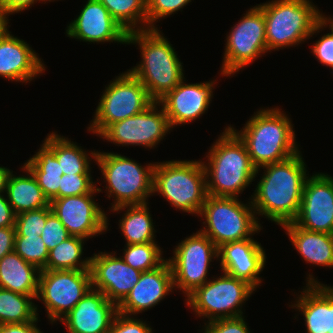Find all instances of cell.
Instances as JSON below:
<instances>
[{
    "label": "cell",
    "mask_w": 333,
    "mask_h": 333,
    "mask_svg": "<svg viewBox=\"0 0 333 333\" xmlns=\"http://www.w3.org/2000/svg\"><path fill=\"white\" fill-rule=\"evenodd\" d=\"M42 142L38 152L23 166L33 174L49 202L88 194L96 188L90 165L98 151L87 153L82 146L57 132L47 134Z\"/></svg>",
    "instance_id": "1"
},
{
    "label": "cell",
    "mask_w": 333,
    "mask_h": 333,
    "mask_svg": "<svg viewBox=\"0 0 333 333\" xmlns=\"http://www.w3.org/2000/svg\"><path fill=\"white\" fill-rule=\"evenodd\" d=\"M306 167L305 160L299 152L288 159L257 169V174L261 168L264 169L250 198L257 219L258 216L264 215L279 226L295 220L305 180L309 175Z\"/></svg>",
    "instance_id": "2"
},
{
    "label": "cell",
    "mask_w": 333,
    "mask_h": 333,
    "mask_svg": "<svg viewBox=\"0 0 333 333\" xmlns=\"http://www.w3.org/2000/svg\"><path fill=\"white\" fill-rule=\"evenodd\" d=\"M277 107L261 108L246 122L242 129L228 127L245 144L253 165L283 161L300 152L291 118Z\"/></svg>",
    "instance_id": "3"
},
{
    "label": "cell",
    "mask_w": 333,
    "mask_h": 333,
    "mask_svg": "<svg viewBox=\"0 0 333 333\" xmlns=\"http://www.w3.org/2000/svg\"><path fill=\"white\" fill-rule=\"evenodd\" d=\"M210 147L203 166L206 172L207 194L216 197H235L257 177L245 144L227 126Z\"/></svg>",
    "instance_id": "4"
},
{
    "label": "cell",
    "mask_w": 333,
    "mask_h": 333,
    "mask_svg": "<svg viewBox=\"0 0 333 333\" xmlns=\"http://www.w3.org/2000/svg\"><path fill=\"white\" fill-rule=\"evenodd\" d=\"M162 33L158 28L133 31L127 36V45L138 44L142 57L129 71L146 87L155 102L185 78L183 63Z\"/></svg>",
    "instance_id": "5"
},
{
    "label": "cell",
    "mask_w": 333,
    "mask_h": 333,
    "mask_svg": "<svg viewBox=\"0 0 333 333\" xmlns=\"http://www.w3.org/2000/svg\"><path fill=\"white\" fill-rule=\"evenodd\" d=\"M312 3L310 0H272L258 4L264 14L268 52L296 47L328 27V16Z\"/></svg>",
    "instance_id": "6"
},
{
    "label": "cell",
    "mask_w": 333,
    "mask_h": 333,
    "mask_svg": "<svg viewBox=\"0 0 333 333\" xmlns=\"http://www.w3.org/2000/svg\"><path fill=\"white\" fill-rule=\"evenodd\" d=\"M202 161L155 162L152 194H160L175 209L199 216L208 195Z\"/></svg>",
    "instance_id": "7"
},
{
    "label": "cell",
    "mask_w": 333,
    "mask_h": 333,
    "mask_svg": "<svg viewBox=\"0 0 333 333\" xmlns=\"http://www.w3.org/2000/svg\"><path fill=\"white\" fill-rule=\"evenodd\" d=\"M95 163L106 183V196L114 199L109 210L123 205L148 203V197L153 196L155 162L143 166L127 156L98 151Z\"/></svg>",
    "instance_id": "8"
},
{
    "label": "cell",
    "mask_w": 333,
    "mask_h": 333,
    "mask_svg": "<svg viewBox=\"0 0 333 333\" xmlns=\"http://www.w3.org/2000/svg\"><path fill=\"white\" fill-rule=\"evenodd\" d=\"M244 204L235 197L207 195L199 214L205 221L199 231L206 235L217 247L222 244L244 239L262 230L251 199Z\"/></svg>",
    "instance_id": "9"
},
{
    "label": "cell",
    "mask_w": 333,
    "mask_h": 333,
    "mask_svg": "<svg viewBox=\"0 0 333 333\" xmlns=\"http://www.w3.org/2000/svg\"><path fill=\"white\" fill-rule=\"evenodd\" d=\"M212 278L187 296L186 305L198 317L203 320L207 318V322L243 316L242 306L256 289L248 282L224 272Z\"/></svg>",
    "instance_id": "10"
},
{
    "label": "cell",
    "mask_w": 333,
    "mask_h": 333,
    "mask_svg": "<svg viewBox=\"0 0 333 333\" xmlns=\"http://www.w3.org/2000/svg\"><path fill=\"white\" fill-rule=\"evenodd\" d=\"M105 86L87 131L99 136L109 125L146 110L155 101L128 70Z\"/></svg>",
    "instance_id": "11"
},
{
    "label": "cell",
    "mask_w": 333,
    "mask_h": 333,
    "mask_svg": "<svg viewBox=\"0 0 333 333\" xmlns=\"http://www.w3.org/2000/svg\"><path fill=\"white\" fill-rule=\"evenodd\" d=\"M231 27L226 37L220 74L232 76L268 52L266 24L261 7L257 4L246 11ZM263 54V55H262Z\"/></svg>",
    "instance_id": "12"
},
{
    "label": "cell",
    "mask_w": 333,
    "mask_h": 333,
    "mask_svg": "<svg viewBox=\"0 0 333 333\" xmlns=\"http://www.w3.org/2000/svg\"><path fill=\"white\" fill-rule=\"evenodd\" d=\"M169 257L174 288L182 290L185 298L208 280L212 259H218V247L199 230L175 246Z\"/></svg>",
    "instance_id": "13"
},
{
    "label": "cell",
    "mask_w": 333,
    "mask_h": 333,
    "mask_svg": "<svg viewBox=\"0 0 333 333\" xmlns=\"http://www.w3.org/2000/svg\"><path fill=\"white\" fill-rule=\"evenodd\" d=\"M92 288L90 270H40L36 299L51 324L66 316Z\"/></svg>",
    "instance_id": "14"
},
{
    "label": "cell",
    "mask_w": 333,
    "mask_h": 333,
    "mask_svg": "<svg viewBox=\"0 0 333 333\" xmlns=\"http://www.w3.org/2000/svg\"><path fill=\"white\" fill-rule=\"evenodd\" d=\"M170 130L164 108L154 102L143 112L109 125L98 137L122 147L135 145L153 149Z\"/></svg>",
    "instance_id": "15"
},
{
    "label": "cell",
    "mask_w": 333,
    "mask_h": 333,
    "mask_svg": "<svg viewBox=\"0 0 333 333\" xmlns=\"http://www.w3.org/2000/svg\"><path fill=\"white\" fill-rule=\"evenodd\" d=\"M103 192L96 187L91 193L57 198L50 202L54 214L70 236L89 240L108 231L107 213L96 203L93 195Z\"/></svg>",
    "instance_id": "16"
},
{
    "label": "cell",
    "mask_w": 333,
    "mask_h": 333,
    "mask_svg": "<svg viewBox=\"0 0 333 333\" xmlns=\"http://www.w3.org/2000/svg\"><path fill=\"white\" fill-rule=\"evenodd\" d=\"M293 223L303 229L333 235V177L308 175L299 212Z\"/></svg>",
    "instance_id": "17"
},
{
    "label": "cell",
    "mask_w": 333,
    "mask_h": 333,
    "mask_svg": "<svg viewBox=\"0 0 333 333\" xmlns=\"http://www.w3.org/2000/svg\"><path fill=\"white\" fill-rule=\"evenodd\" d=\"M92 288L117 306L139 281L141 271L129 266L112 251L94 253L90 263Z\"/></svg>",
    "instance_id": "18"
},
{
    "label": "cell",
    "mask_w": 333,
    "mask_h": 333,
    "mask_svg": "<svg viewBox=\"0 0 333 333\" xmlns=\"http://www.w3.org/2000/svg\"><path fill=\"white\" fill-rule=\"evenodd\" d=\"M184 78L158 102L164 108L172 128L191 123L208 111L212 101L215 79L200 83H185Z\"/></svg>",
    "instance_id": "19"
},
{
    "label": "cell",
    "mask_w": 333,
    "mask_h": 333,
    "mask_svg": "<svg viewBox=\"0 0 333 333\" xmlns=\"http://www.w3.org/2000/svg\"><path fill=\"white\" fill-rule=\"evenodd\" d=\"M66 28L67 37L80 42L127 44L128 33L98 0H87L78 17Z\"/></svg>",
    "instance_id": "20"
},
{
    "label": "cell",
    "mask_w": 333,
    "mask_h": 333,
    "mask_svg": "<svg viewBox=\"0 0 333 333\" xmlns=\"http://www.w3.org/2000/svg\"><path fill=\"white\" fill-rule=\"evenodd\" d=\"M265 252L254 238L222 244L218 247L221 271L248 282L257 290L263 281L259 275L265 268Z\"/></svg>",
    "instance_id": "21"
},
{
    "label": "cell",
    "mask_w": 333,
    "mask_h": 333,
    "mask_svg": "<svg viewBox=\"0 0 333 333\" xmlns=\"http://www.w3.org/2000/svg\"><path fill=\"white\" fill-rule=\"evenodd\" d=\"M118 306L99 290L91 288L60 322L68 333H108Z\"/></svg>",
    "instance_id": "22"
},
{
    "label": "cell",
    "mask_w": 333,
    "mask_h": 333,
    "mask_svg": "<svg viewBox=\"0 0 333 333\" xmlns=\"http://www.w3.org/2000/svg\"><path fill=\"white\" fill-rule=\"evenodd\" d=\"M172 270L166 259L155 269L142 272L139 281L118 305V312L128 316L145 312L173 292Z\"/></svg>",
    "instance_id": "23"
},
{
    "label": "cell",
    "mask_w": 333,
    "mask_h": 333,
    "mask_svg": "<svg viewBox=\"0 0 333 333\" xmlns=\"http://www.w3.org/2000/svg\"><path fill=\"white\" fill-rule=\"evenodd\" d=\"M46 70L43 59L23 39L8 30L0 38V77L30 83Z\"/></svg>",
    "instance_id": "24"
},
{
    "label": "cell",
    "mask_w": 333,
    "mask_h": 333,
    "mask_svg": "<svg viewBox=\"0 0 333 333\" xmlns=\"http://www.w3.org/2000/svg\"><path fill=\"white\" fill-rule=\"evenodd\" d=\"M306 279L291 308L303 315L307 333H328V286L310 273Z\"/></svg>",
    "instance_id": "25"
},
{
    "label": "cell",
    "mask_w": 333,
    "mask_h": 333,
    "mask_svg": "<svg viewBox=\"0 0 333 333\" xmlns=\"http://www.w3.org/2000/svg\"><path fill=\"white\" fill-rule=\"evenodd\" d=\"M302 259L313 266L333 267V235L309 231L293 222L281 226Z\"/></svg>",
    "instance_id": "26"
},
{
    "label": "cell",
    "mask_w": 333,
    "mask_h": 333,
    "mask_svg": "<svg viewBox=\"0 0 333 333\" xmlns=\"http://www.w3.org/2000/svg\"><path fill=\"white\" fill-rule=\"evenodd\" d=\"M40 270L14 250L0 259V288L24 295H37Z\"/></svg>",
    "instance_id": "27"
},
{
    "label": "cell",
    "mask_w": 333,
    "mask_h": 333,
    "mask_svg": "<svg viewBox=\"0 0 333 333\" xmlns=\"http://www.w3.org/2000/svg\"><path fill=\"white\" fill-rule=\"evenodd\" d=\"M25 175L16 176L13 171L9 174L6 184V197L15 215L48 207L49 200L45 197L41 187L33 174L24 166L20 167Z\"/></svg>",
    "instance_id": "28"
},
{
    "label": "cell",
    "mask_w": 333,
    "mask_h": 333,
    "mask_svg": "<svg viewBox=\"0 0 333 333\" xmlns=\"http://www.w3.org/2000/svg\"><path fill=\"white\" fill-rule=\"evenodd\" d=\"M148 204L123 205L110 209L113 213L125 211L122 219L119 220V228L126 241L125 245L156 242L157 231L154 229L156 225L153 223Z\"/></svg>",
    "instance_id": "29"
},
{
    "label": "cell",
    "mask_w": 333,
    "mask_h": 333,
    "mask_svg": "<svg viewBox=\"0 0 333 333\" xmlns=\"http://www.w3.org/2000/svg\"><path fill=\"white\" fill-rule=\"evenodd\" d=\"M86 239L70 236L49 251L43 270H90L91 257L82 259Z\"/></svg>",
    "instance_id": "30"
},
{
    "label": "cell",
    "mask_w": 333,
    "mask_h": 333,
    "mask_svg": "<svg viewBox=\"0 0 333 333\" xmlns=\"http://www.w3.org/2000/svg\"><path fill=\"white\" fill-rule=\"evenodd\" d=\"M37 295H24L0 288V324L24 323L34 320L38 307L32 302Z\"/></svg>",
    "instance_id": "31"
},
{
    "label": "cell",
    "mask_w": 333,
    "mask_h": 333,
    "mask_svg": "<svg viewBox=\"0 0 333 333\" xmlns=\"http://www.w3.org/2000/svg\"><path fill=\"white\" fill-rule=\"evenodd\" d=\"M127 32L147 30L146 0H98Z\"/></svg>",
    "instance_id": "32"
},
{
    "label": "cell",
    "mask_w": 333,
    "mask_h": 333,
    "mask_svg": "<svg viewBox=\"0 0 333 333\" xmlns=\"http://www.w3.org/2000/svg\"><path fill=\"white\" fill-rule=\"evenodd\" d=\"M157 243L126 245L123 250L124 256L120 257L129 266L141 272L155 269L166 260L162 256V248Z\"/></svg>",
    "instance_id": "33"
},
{
    "label": "cell",
    "mask_w": 333,
    "mask_h": 333,
    "mask_svg": "<svg viewBox=\"0 0 333 333\" xmlns=\"http://www.w3.org/2000/svg\"><path fill=\"white\" fill-rule=\"evenodd\" d=\"M14 251L39 270L46 267L49 251L39 235H15Z\"/></svg>",
    "instance_id": "34"
},
{
    "label": "cell",
    "mask_w": 333,
    "mask_h": 333,
    "mask_svg": "<svg viewBox=\"0 0 333 333\" xmlns=\"http://www.w3.org/2000/svg\"><path fill=\"white\" fill-rule=\"evenodd\" d=\"M52 212L51 206L26 211L16 215V235H41L47 221V216Z\"/></svg>",
    "instance_id": "35"
},
{
    "label": "cell",
    "mask_w": 333,
    "mask_h": 333,
    "mask_svg": "<svg viewBox=\"0 0 333 333\" xmlns=\"http://www.w3.org/2000/svg\"><path fill=\"white\" fill-rule=\"evenodd\" d=\"M147 1V29H158L156 23L161 19L180 11L191 0H146Z\"/></svg>",
    "instance_id": "36"
},
{
    "label": "cell",
    "mask_w": 333,
    "mask_h": 333,
    "mask_svg": "<svg viewBox=\"0 0 333 333\" xmlns=\"http://www.w3.org/2000/svg\"><path fill=\"white\" fill-rule=\"evenodd\" d=\"M48 251L70 237L67 229L52 211L47 216V221L40 235Z\"/></svg>",
    "instance_id": "37"
},
{
    "label": "cell",
    "mask_w": 333,
    "mask_h": 333,
    "mask_svg": "<svg viewBox=\"0 0 333 333\" xmlns=\"http://www.w3.org/2000/svg\"><path fill=\"white\" fill-rule=\"evenodd\" d=\"M328 28L331 32L324 34L312 45L311 53L323 66L330 67L333 73V16L328 17Z\"/></svg>",
    "instance_id": "38"
},
{
    "label": "cell",
    "mask_w": 333,
    "mask_h": 333,
    "mask_svg": "<svg viewBox=\"0 0 333 333\" xmlns=\"http://www.w3.org/2000/svg\"><path fill=\"white\" fill-rule=\"evenodd\" d=\"M245 316L205 322L203 333H251Z\"/></svg>",
    "instance_id": "39"
},
{
    "label": "cell",
    "mask_w": 333,
    "mask_h": 333,
    "mask_svg": "<svg viewBox=\"0 0 333 333\" xmlns=\"http://www.w3.org/2000/svg\"><path fill=\"white\" fill-rule=\"evenodd\" d=\"M108 333H153L146 321L117 313Z\"/></svg>",
    "instance_id": "40"
},
{
    "label": "cell",
    "mask_w": 333,
    "mask_h": 333,
    "mask_svg": "<svg viewBox=\"0 0 333 333\" xmlns=\"http://www.w3.org/2000/svg\"><path fill=\"white\" fill-rule=\"evenodd\" d=\"M39 317L24 323L0 324V333H43L38 328ZM37 322V323H36Z\"/></svg>",
    "instance_id": "41"
},
{
    "label": "cell",
    "mask_w": 333,
    "mask_h": 333,
    "mask_svg": "<svg viewBox=\"0 0 333 333\" xmlns=\"http://www.w3.org/2000/svg\"><path fill=\"white\" fill-rule=\"evenodd\" d=\"M37 1L46 3L49 0H0V8L6 14L13 15L31 8Z\"/></svg>",
    "instance_id": "42"
},
{
    "label": "cell",
    "mask_w": 333,
    "mask_h": 333,
    "mask_svg": "<svg viewBox=\"0 0 333 333\" xmlns=\"http://www.w3.org/2000/svg\"><path fill=\"white\" fill-rule=\"evenodd\" d=\"M15 227L0 228V259L14 250Z\"/></svg>",
    "instance_id": "43"
},
{
    "label": "cell",
    "mask_w": 333,
    "mask_h": 333,
    "mask_svg": "<svg viewBox=\"0 0 333 333\" xmlns=\"http://www.w3.org/2000/svg\"><path fill=\"white\" fill-rule=\"evenodd\" d=\"M15 213L9 204L6 194H0V228L15 227Z\"/></svg>",
    "instance_id": "44"
},
{
    "label": "cell",
    "mask_w": 333,
    "mask_h": 333,
    "mask_svg": "<svg viewBox=\"0 0 333 333\" xmlns=\"http://www.w3.org/2000/svg\"><path fill=\"white\" fill-rule=\"evenodd\" d=\"M328 333H333V286H328Z\"/></svg>",
    "instance_id": "45"
},
{
    "label": "cell",
    "mask_w": 333,
    "mask_h": 333,
    "mask_svg": "<svg viewBox=\"0 0 333 333\" xmlns=\"http://www.w3.org/2000/svg\"><path fill=\"white\" fill-rule=\"evenodd\" d=\"M11 172V169L0 166V194L5 193L7 180Z\"/></svg>",
    "instance_id": "46"
},
{
    "label": "cell",
    "mask_w": 333,
    "mask_h": 333,
    "mask_svg": "<svg viewBox=\"0 0 333 333\" xmlns=\"http://www.w3.org/2000/svg\"><path fill=\"white\" fill-rule=\"evenodd\" d=\"M9 15L0 8V38L9 30Z\"/></svg>",
    "instance_id": "47"
}]
</instances>
